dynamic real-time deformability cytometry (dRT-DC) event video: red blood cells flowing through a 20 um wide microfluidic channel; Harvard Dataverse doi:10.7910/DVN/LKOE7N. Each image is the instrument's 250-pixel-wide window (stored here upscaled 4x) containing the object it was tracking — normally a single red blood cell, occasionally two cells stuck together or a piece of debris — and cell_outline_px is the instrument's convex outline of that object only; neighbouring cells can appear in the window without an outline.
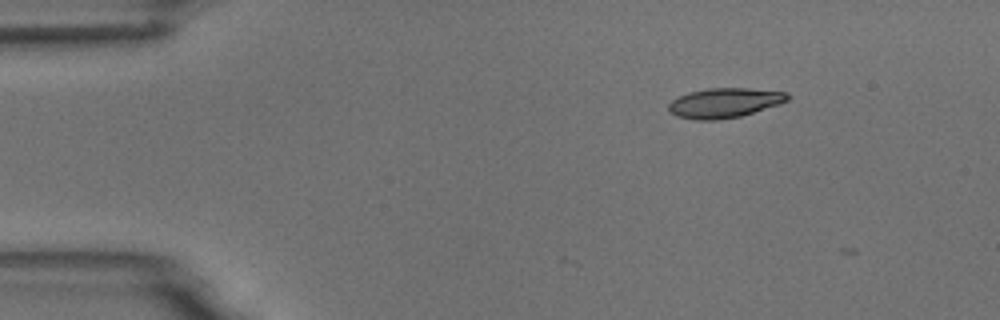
{"species": "common noctule bat (a hibernating species)", "species_latin": "Nyctalus noctula", "temperature_condition": "room temperature", "stored_images_in_passage": 5, "camera_frame_rate_fps": 3000, "um_per_image_px": 0.085, "animal": {"sex": "male", "body_mass_g": 18.8}, "frame": {"image": 1, "passage_image": 1, "time_ms": 0.0, "image_size_px": [1000, 320], "cell_outline_px": [[792, 96], [788, 100], [780, 104], [740, 116], [716, 120], [696, 120], [676, 116], [668, 112], [668, 104], [672, 100], [688, 92], [708, 88], [748, 88], [788, 92]], "centroid_in_image_um": [61.58, 8.74], "position_along_channel_um": 23.4, "area_um2": 20.75}}